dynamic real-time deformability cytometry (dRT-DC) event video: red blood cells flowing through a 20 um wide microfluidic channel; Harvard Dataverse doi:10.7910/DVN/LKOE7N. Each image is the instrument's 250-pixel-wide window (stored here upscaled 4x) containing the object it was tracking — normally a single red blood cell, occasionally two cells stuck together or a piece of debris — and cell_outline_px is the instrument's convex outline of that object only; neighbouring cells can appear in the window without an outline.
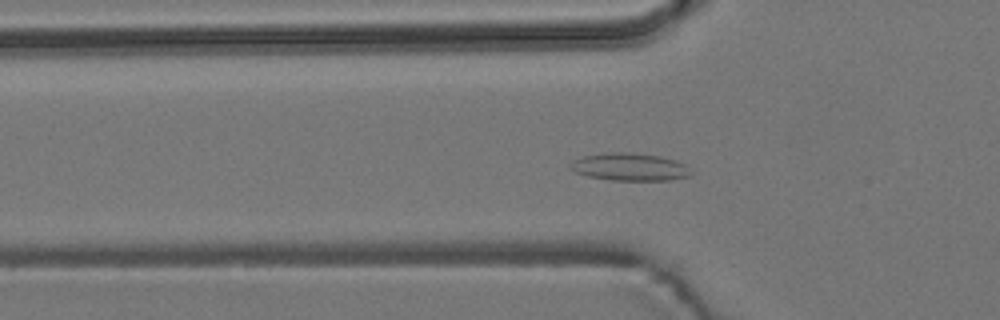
{"species": "common noctule bat (a hibernating species)", "species_latin": "Nyctalus noctula", "temperature_condition": "room temperature", "stored_images_in_passage": 45, "camera_frame_rate_fps": 3000, "um_per_image_px": 0.085, "animal": {"sex": "male", "body_mass_g": 19.2, "forearm_length_mm": 51.8}, "frame": {"image": 1, "passage_image": 7, "time_ms": 2.0, "image_size_px": [1000, 320], "cell_outline_px": [[692, 176], [672, 180], [612, 180], [588, 176], [576, 172], [568, 168], [568, 164], [572, 160], [584, 156], [612, 152], [632, 152], [660, 156], [676, 160], [684, 164]], "centroid_in_image_um": [53.5, 14.19], "position_along_channel_um": 72.3, "area_um2": 19.42}}
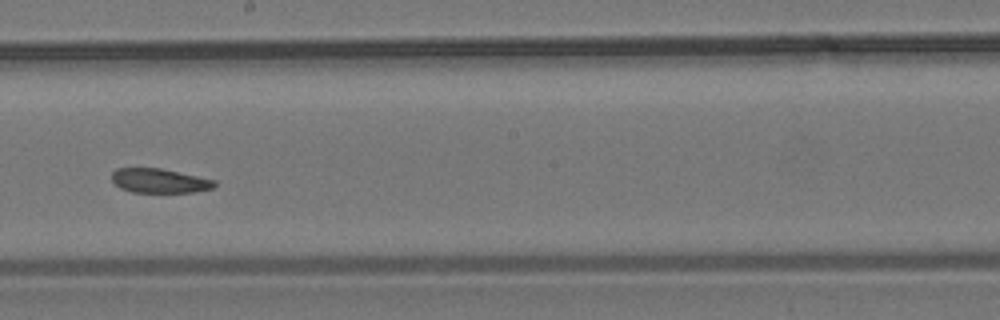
{"frame": {"image": 2, "passage_image": 20, "time_ms": 6.333, "image_size_px": [1000, 320], "cell_outline_px": [[216, 188], [192, 192], [132, 192], [120, 188], [112, 180], [112, 172], [116, 168], [160, 168], [216, 180]], "centroid_in_image_um": [13.57, 15.36], "position_along_channel_um": 234.6, "area_um2": 14.57}}
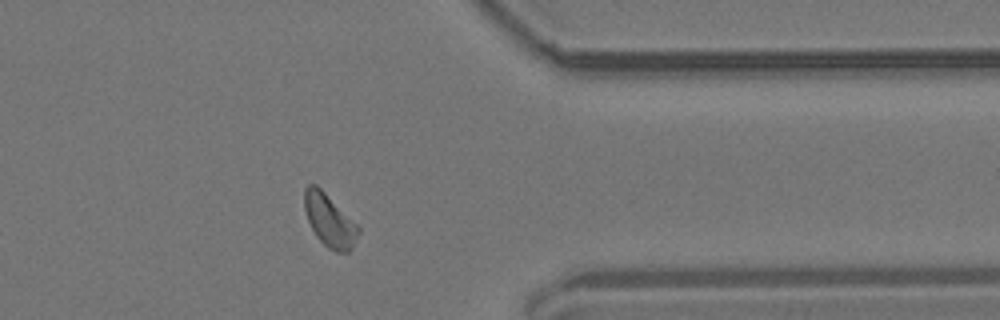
{"frame": {"image": 3, "passage_image": 33, "time_ms": 10.667, "image_size_px": [1000, 320], "cell_outline_px": [[360, 232], [352, 248], [348, 252], [336, 252], [328, 248], [316, 236], [308, 220], [304, 208], [304, 188], [308, 184], [316, 184], [360, 228]], "centroid_in_image_um": [27.99, 18.75], "position_along_channel_um": 383.4, "area_um2": 16.24}, "authors_computed_cell_mechanics": {"area_um2": 16.184, "velocity_mm_per_s": 3.7313, "shape_relaxation_time_tau1_ms": null, "shape_relaxation_time_tau2_ms": 4.2114, "deformation_change_tau1": null, "deformation_change_tau2": 0.0864}}